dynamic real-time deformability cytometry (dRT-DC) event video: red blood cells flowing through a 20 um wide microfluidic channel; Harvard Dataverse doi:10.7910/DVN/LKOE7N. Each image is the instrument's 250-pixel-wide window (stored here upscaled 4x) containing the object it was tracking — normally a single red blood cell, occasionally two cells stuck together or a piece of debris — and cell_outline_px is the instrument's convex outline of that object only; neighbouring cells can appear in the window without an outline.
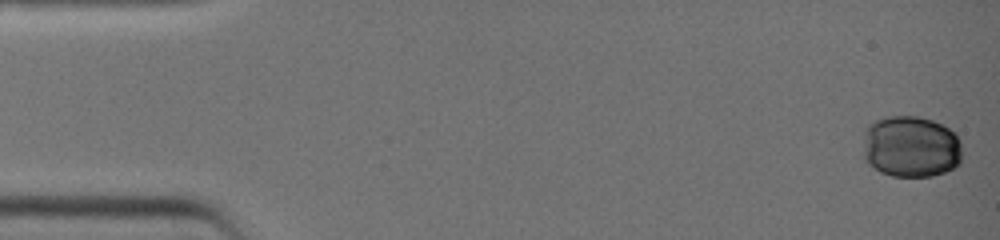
{"species": "common noctule bat (a hibernating species)", "species_latin": "Nyctalus noctula", "temperature_condition": "warm", "stored_images_in_passage": 39, "camera_frame_rate_fps": 3000, "um_per_image_px": 0.085, "animal": {"sex": "female", "body_mass_g": 19.0, "forearm_length_mm": 51.5}, "frame": {"image": 1, "passage_image": 1, "time_ms": 0.0, "image_size_px": [1000, 240], "cell_outline_px": [[960, 164], [944, 172], [932, 176], [892, 176], [880, 172], [868, 164], [864, 160], [864, 128], [868, 124], [876, 120], [888, 116], [920, 116], [932, 120], [948, 128], [960, 140]], "centroid_in_image_um": [77.39, 12.46], "position_along_channel_um": 7.6, "area_um2": 35.78}}
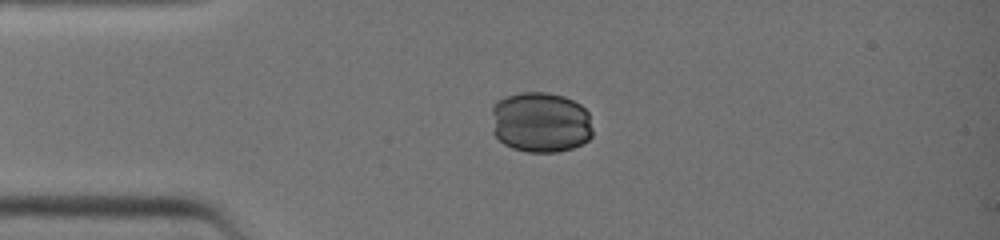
{"frame": {"image": 2, "passage_image": 10, "time_ms": 3.0, "image_size_px": [1000, 240], "cell_outline_px": [[592, 136], [588, 140], [572, 148], [556, 152], [528, 152], [512, 148], [504, 144], [492, 132], [492, 104], [496, 100], [504, 96], [520, 92], [548, 92], [564, 96], [580, 104], [588, 112], [592, 128]], "centroid_in_image_um": [45.92, 10.38], "position_along_channel_um": 39.1, "area_um2": 36.24}}